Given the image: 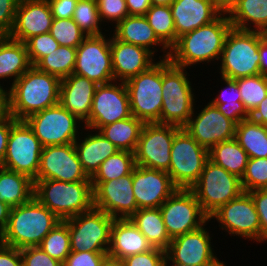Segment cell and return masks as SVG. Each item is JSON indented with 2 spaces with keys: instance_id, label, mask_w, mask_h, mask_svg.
Listing matches in <instances>:
<instances>
[{
  "instance_id": "obj_1",
  "label": "cell",
  "mask_w": 267,
  "mask_h": 266,
  "mask_svg": "<svg viewBox=\"0 0 267 266\" xmlns=\"http://www.w3.org/2000/svg\"><path fill=\"white\" fill-rule=\"evenodd\" d=\"M231 28L227 13H222L213 22L180 36L170 49V62L186 69L201 63L206 67L217 65Z\"/></svg>"
},
{
  "instance_id": "obj_2",
  "label": "cell",
  "mask_w": 267,
  "mask_h": 266,
  "mask_svg": "<svg viewBox=\"0 0 267 266\" xmlns=\"http://www.w3.org/2000/svg\"><path fill=\"white\" fill-rule=\"evenodd\" d=\"M61 79L31 66L9 88V113L25 120L59 103Z\"/></svg>"
},
{
  "instance_id": "obj_3",
  "label": "cell",
  "mask_w": 267,
  "mask_h": 266,
  "mask_svg": "<svg viewBox=\"0 0 267 266\" xmlns=\"http://www.w3.org/2000/svg\"><path fill=\"white\" fill-rule=\"evenodd\" d=\"M61 221L35 197L12 207L5 230L0 235L4 245L22 249L39 246L49 232Z\"/></svg>"
},
{
  "instance_id": "obj_4",
  "label": "cell",
  "mask_w": 267,
  "mask_h": 266,
  "mask_svg": "<svg viewBox=\"0 0 267 266\" xmlns=\"http://www.w3.org/2000/svg\"><path fill=\"white\" fill-rule=\"evenodd\" d=\"M186 70V68L173 65L169 58L162 59L160 124H171L183 128L193 114L199 97L195 95L192 79L189 78L190 74Z\"/></svg>"
},
{
  "instance_id": "obj_5",
  "label": "cell",
  "mask_w": 267,
  "mask_h": 266,
  "mask_svg": "<svg viewBox=\"0 0 267 266\" xmlns=\"http://www.w3.org/2000/svg\"><path fill=\"white\" fill-rule=\"evenodd\" d=\"M33 181L34 197L61 220L87 212L94 207L91 181L62 182L53 179Z\"/></svg>"
},
{
  "instance_id": "obj_6",
  "label": "cell",
  "mask_w": 267,
  "mask_h": 266,
  "mask_svg": "<svg viewBox=\"0 0 267 266\" xmlns=\"http://www.w3.org/2000/svg\"><path fill=\"white\" fill-rule=\"evenodd\" d=\"M263 39L264 33L262 32L232 27L226 36L217 63V74L219 72L220 76L229 79L261 74L259 44Z\"/></svg>"
},
{
  "instance_id": "obj_7",
  "label": "cell",
  "mask_w": 267,
  "mask_h": 266,
  "mask_svg": "<svg viewBox=\"0 0 267 266\" xmlns=\"http://www.w3.org/2000/svg\"><path fill=\"white\" fill-rule=\"evenodd\" d=\"M208 160L209 150L181 128L172 142L167 173L178 189H190L198 181Z\"/></svg>"
},
{
  "instance_id": "obj_8",
  "label": "cell",
  "mask_w": 267,
  "mask_h": 266,
  "mask_svg": "<svg viewBox=\"0 0 267 266\" xmlns=\"http://www.w3.org/2000/svg\"><path fill=\"white\" fill-rule=\"evenodd\" d=\"M125 83L131 114L144 123H160L162 109V59Z\"/></svg>"
},
{
  "instance_id": "obj_9",
  "label": "cell",
  "mask_w": 267,
  "mask_h": 266,
  "mask_svg": "<svg viewBox=\"0 0 267 266\" xmlns=\"http://www.w3.org/2000/svg\"><path fill=\"white\" fill-rule=\"evenodd\" d=\"M190 190L208 216L244 192L238 176L210 160L206 162L198 181Z\"/></svg>"
},
{
  "instance_id": "obj_10",
  "label": "cell",
  "mask_w": 267,
  "mask_h": 266,
  "mask_svg": "<svg viewBox=\"0 0 267 266\" xmlns=\"http://www.w3.org/2000/svg\"><path fill=\"white\" fill-rule=\"evenodd\" d=\"M24 121L42 147L74 143L84 128V123L59 103L31 114Z\"/></svg>"
},
{
  "instance_id": "obj_11",
  "label": "cell",
  "mask_w": 267,
  "mask_h": 266,
  "mask_svg": "<svg viewBox=\"0 0 267 266\" xmlns=\"http://www.w3.org/2000/svg\"><path fill=\"white\" fill-rule=\"evenodd\" d=\"M71 252H108L114 218L96 208L64 220Z\"/></svg>"
},
{
  "instance_id": "obj_12",
  "label": "cell",
  "mask_w": 267,
  "mask_h": 266,
  "mask_svg": "<svg viewBox=\"0 0 267 266\" xmlns=\"http://www.w3.org/2000/svg\"><path fill=\"white\" fill-rule=\"evenodd\" d=\"M214 221H213V220ZM216 219V220H215ZM217 221L219 230L227 235L261 243V224L251 195L243 192L239 197L220 206L209 216Z\"/></svg>"
},
{
  "instance_id": "obj_13",
  "label": "cell",
  "mask_w": 267,
  "mask_h": 266,
  "mask_svg": "<svg viewBox=\"0 0 267 266\" xmlns=\"http://www.w3.org/2000/svg\"><path fill=\"white\" fill-rule=\"evenodd\" d=\"M159 208L171 239L197 230L209 221L190 189H177Z\"/></svg>"
},
{
  "instance_id": "obj_14",
  "label": "cell",
  "mask_w": 267,
  "mask_h": 266,
  "mask_svg": "<svg viewBox=\"0 0 267 266\" xmlns=\"http://www.w3.org/2000/svg\"><path fill=\"white\" fill-rule=\"evenodd\" d=\"M42 148L28 124L24 120H17L11 126L1 167L25 174L34 180L37 177Z\"/></svg>"
},
{
  "instance_id": "obj_15",
  "label": "cell",
  "mask_w": 267,
  "mask_h": 266,
  "mask_svg": "<svg viewBox=\"0 0 267 266\" xmlns=\"http://www.w3.org/2000/svg\"><path fill=\"white\" fill-rule=\"evenodd\" d=\"M180 129L171 124L145 123L134 152L135 165L168 171L172 142Z\"/></svg>"
},
{
  "instance_id": "obj_16",
  "label": "cell",
  "mask_w": 267,
  "mask_h": 266,
  "mask_svg": "<svg viewBox=\"0 0 267 266\" xmlns=\"http://www.w3.org/2000/svg\"><path fill=\"white\" fill-rule=\"evenodd\" d=\"M210 220L197 230L174 237L166 251V259L182 266H210L219 258L214 250ZM212 241V242H211Z\"/></svg>"
},
{
  "instance_id": "obj_17",
  "label": "cell",
  "mask_w": 267,
  "mask_h": 266,
  "mask_svg": "<svg viewBox=\"0 0 267 266\" xmlns=\"http://www.w3.org/2000/svg\"><path fill=\"white\" fill-rule=\"evenodd\" d=\"M110 34L87 36L76 48L73 74L84 76L97 84L114 81ZM109 37H108V36Z\"/></svg>"
},
{
  "instance_id": "obj_18",
  "label": "cell",
  "mask_w": 267,
  "mask_h": 266,
  "mask_svg": "<svg viewBox=\"0 0 267 266\" xmlns=\"http://www.w3.org/2000/svg\"><path fill=\"white\" fill-rule=\"evenodd\" d=\"M131 116L125 83L114 80L96 87L89 119L84 127L99 130L102 126Z\"/></svg>"
},
{
  "instance_id": "obj_19",
  "label": "cell",
  "mask_w": 267,
  "mask_h": 266,
  "mask_svg": "<svg viewBox=\"0 0 267 266\" xmlns=\"http://www.w3.org/2000/svg\"><path fill=\"white\" fill-rule=\"evenodd\" d=\"M202 104L198 107L195 104L193 114L183 128L207 150L221 142L234 139L236 123L225 117L210 101Z\"/></svg>"
},
{
  "instance_id": "obj_20",
  "label": "cell",
  "mask_w": 267,
  "mask_h": 266,
  "mask_svg": "<svg viewBox=\"0 0 267 266\" xmlns=\"http://www.w3.org/2000/svg\"><path fill=\"white\" fill-rule=\"evenodd\" d=\"M91 183L94 208L114 219L130 218L138 210L132 188V172L119 179Z\"/></svg>"
},
{
  "instance_id": "obj_21",
  "label": "cell",
  "mask_w": 267,
  "mask_h": 266,
  "mask_svg": "<svg viewBox=\"0 0 267 266\" xmlns=\"http://www.w3.org/2000/svg\"><path fill=\"white\" fill-rule=\"evenodd\" d=\"M35 179L62 182L91 181L82 168L74 143L43 147Z\"/></svg>"
},
{
  "instance_id": "obj_22",
  "label": "cell",
  "mask_w": 267,
  "mask_h": 266,
  "mask_svg": "<svg viewBox=\"0 0 267 266\" xmlns=\"http://www.w3.org/2000/svg\"><path fill=\"white\" fill-rule=\"evenodd\" d=\"M132 184L138 209L159 208L178 189L167 171L138 165L132 170Z\"/></svg>"
},
{
  "instance_id": "obj_23",
  "label": "cell",
  "mask_w": 267,
  "mask_h": 266,
  "mask_svg": "<svg viewBox=\"0 0 267 266\" xmlns=\"http://www.w3.org/2000/svg\"><path fill=\"white\" fill-rule=\"evenodd\" d=\"M53 16L47 0H20L14 25L8 36L25 43L29 38L50 32Z\"/></svg>"
},
{
  "instance_id": "obj_24",
  "label": "cell",
  "mask_w": 267,
  "mask_h": 266,
  "mask_svg": "<svg viewBox=\"0 0 267 266\" xmlns=\"http://www.w3.org/2000/svg\"><path fill=\"white\" fill-rule=\"evenodd\" d=\"M114 80L126 82L146 71L159 59L144 47L120 41L112 34L110 37Z\"/></svg>"
},
{
  "instance_id": "obj_25",
  "label": "cell",
  "mask_w": 267,
  "mask_h": 266,
  "mask_svg": "<svg viewBox=\"0 0 267 266\" xmlns=\"http://www.w3.org/2000/svg\"><path fill=\"white\" fill-rule=\"evenodd\" d=\"M170 9L176 42L180 36L213 22L223 13L213 0H174Z\"/></svg>"
},
{
  "instance_id": "obj_26",
  "label": "cell",
  "mask_w": 267,
  "mask_h": 266,
  "mask_svg": "<svg viewBox=\"0 0 267 266\" xmlns=\"http://www.w3.org/2000/svg\"><path fill=\"white\" fill-rule=\"evenodd\" d=\"M98 84L84 76L71 74L61 79L59 104L85 123L89 119Z\"/></svg>"
},
{
  "instance_id": "obj_27",
  "label": "cell",
  "mask_w": 267,
  "mask_h": 266,
  "mask_svg": "<svg viewBox=\"0 0 267 266\" xmlns=\"http://www.w3.org/2000/svg\"><path fill=\"white\" fill-rule=\"evenodd\" d=\"M108 27L116 39L144 47L154 55L159 50V53L163 52L162 55L158 56L159 59L169 58L170 50L158 39L145 16L128 15L115 27Z\"/></svg>"
},
{
  "instance_id": "obj_28",
  "label": "cell",
  "mask_w": 267,
  "mask_h": 266,
  "mask_svg": "<svg viewBox=\"0 0 267 266\" xmlns=\"http://www.w3.org/2000/svg\"><path fill=\"white\" fill-rule=\"evenodd\" d=\"M74 144L82 168L89 178L95 175L108 157L119 151L98 130L87 127L83 128Z\"/></svg>"
},
{
  "instance_id": "obj_29",
  "label": "cell",
  "mask_w": 267,
  "mask_h": 266,
  "mask_svg": "<svg viewBox=\"0 0 267 266\" xmlns=\"http://www.w3.org/2000/svg\"><path fill=\"white\" fill-rule=\"evenodd\" d=\"M154 247L129 218L114 219L111 227L108 255L124 259L152 250Z\"/></svg>"
},
{
  "instance_id": "obj_30",
  "label": "cell",
  "mask_w": 267,
  "mask_h": 266,
  "mask_svg": "<svg viewBox=\"0 0 267 266\" xmlns=\"http://www.w3.org/2000/svg\"><path fill=\"white\" fill-rule=\"evenodd\" d=\"M31 66L26 44L0 35V86L9 89Z\"/></svg>"
},
{
  "instance_id": "obj_31",
  "label": "cell",
  "mask_w": 267,
  "mask_h": 266,
  "mask_svg": "<svg viewBox=\"0 0 267 266\" xmlns=\"http://www.w3.org/2000/svg\"><path fill=\"white\" fill-rule=\"evenodd\" d=\"M233 28L245 31H267V0H237L227 12Z\"/></svg>"
},
{
  "instance_id": "obj_32",
  "label": "cell",
  "mask_w": 267,
  "mask_h": 266,
  "mask_svg": "<svg viewBox=\"0 0 267 266\" xmlns=\"http://www.w3.org/2000/svg\"><path fill=\"white\" fill-rule=\"evenodd\" d=\"M34 197V181L27 175L0 166V199L11 208Z\"/></svg>"
},
{
  "instance_id": "obj_33",
  "label": "cell",
  "mask_w": 267,
  "mask_h": 266,
  "mask_svg": "<svg viewBox=\"0 0 267 266\" xmlns=\"http://www.w3.org/2000/svg\"><path fill=\"white\" fill-rule=\"evenodd\" d=\"M129 219L153 247L168 248L172 239L166 231L160 208L138 209Z\"/></svg>"
},
{
  "instance_id": "obj_34",
  "label": "cell",
  "mask_w": 267,
  "mask_h": 266,
  "mask_svg": "<svg viewBox=\"0 0 267 266\" xmlns=\"http://www.w3.org/2000/svg\"><path fill=\"white\" fill-rule=\"evenodd\" d=\"M220 78L221 90H218L216 96L210 98V102L227 118L239 124L242 120L250 118V113L244 106L241 94L235 79H229L222 76ZM225 86V87H224Z\"/></svg>"
},
{
  "instance_id": "obj_35",
  "label": "cell",
  "mask_w": 267,
  "mask_h": 266,
  "mask_svg": "<svg viewBox=\"0 0 267 266\" xmlns=\"http://www.w3.org/2000/svg\"><path fill=\"white\" fill-rule=\"evenodd\" d=\"M144 124L142 120L132 115L129 118L102 126L98 131L119 150L134 153Z\"/></svg>"
},
{
  "instance_id": "obj_36",
  "label": "cell",
  "mask_w": 267,
  "mask_h": 266,
  "mask_svg": "<svg viewBox=\"0 0 267 266\" xmlns=\"http://www.w3.org/2000/svg\"><path fill=\"white\" fill-rule=\"evenodd\" d=\"M234 139L249 158H267V126L244 119L236 124Z\"/></svg>"
},
{
  "instance_id": "obj_37",
  "label": "cell",
  "mask_w": 267,
  "mask_h": 266,
  "mask_svg": "<svg viewBox=\"0 0 267 266\" xmlns=\"http://www.w3.org/2000/svg\"><path fill=\"white\" fill-rule=\"evenodd\" d=\"M246 151L235 139L221 142L209 150V160L231 174L242 178L248 162Z\"/></svg>"
},
{
  "instance_id": "obj_38",
  "label": "cell",
  "mask_w": 267,
  "mask_h": 266,
  "mask_svg": "<svg viewBox=\"0 0 267 266\" xmlns=\"http://www.w3.org/2000/svg\"><path fill=\"white\" fill-rule=\"evenodd\" d=\"M76 61V48L59 46L57 50L44 56L35 66L45 72L63 79L73 74Z\"/></svg>"
},
{
  "instance_id": "obj_39",
  "label": "cell",
  "mask_w": 267,
  "mask_h": 266,
  "mask_svg": "<svg viewBox=\"0 0 267 266\" xmlns=\"http://www.w3.org/2000/svg\"><path fill=\"white\" fill-rule=\"evenodd\" d=\"M144 16L158 39L170 50L176 44V31L170 6L152 5Z\"/></svg>"
},
{
  "instance_id": "obj_40",
  "label": "cell",
  "mask_w": 267,
  "mask_h": 266,
  "mask_svg": "<svg viewBox=\"0 0 267 266\" xmlns=\"http://www.w3.org/2000/svg\"><path fill=\"white\" fill-rule=\"evenodd\" d=\"M134 153L126 150H119L108 157L99 170L91 178V182H104L112 179H119L132 172L135 167Z\"/></svg>"
},
{
  "instance_id": "obj_41",
  "label": "cell",
  "mask_w": 267,
  "mask_h": 266,
  "mask_svg": "<svg viewBox=\"0 0 267 266\" xmlns=\"http://www.w3.org/2000/svg\"><path fill=\"white\" fill-rule=\"evenodd\" d=\"M38 247L53 259L63 263L71 253L67 223L61 220Z\"/></svg>"
},
{
  "instance_id": "obj_42",
  "label": "cell",
  "mask_w": 267,
  "mask_h": 266,
  "mask_svg": "<svg viewBox=\"0 0 267 266\" xmlns=\"http://www.w3.org/2000/svg\"><path fill=\"white\" fill-rule=\"evenodd\" d=\"M72 19L87 36H99L105 34L103 30H110L103 28L96 0H78Z\"/></svg>"
},
{
  "instance_id": "obj_43",
  "label": "cell",
  "mask_w": 267,
  "mask_h": 266,
  "mask_svg": "<svg viewBox=\"0 0 267 266\" xmlns=\"http://www.w3.org/2000/svg\"><path fill=\"white\" fill-rule=\"evenodd\" d=\"M242 102L251 113L267 95V76L258 74L235 79Z\"/></svg>"
},
{
  "instance_id": "obj_44",
  "label": "cell",
  "mask_w": 267,
  "mask_h": 266,
  "mask_svg": "<svg viewBox=\"0 0 267 266\" xmlns=\"http://www.w3.org/2000/svg\"><path fill=\"white\" fill-rule=\"evenodd\" d=\"M50 34L59 46L77 48L87 35L80 29L73 19L53 18Z\"/></svg>"
},
{
  "instance_id": "obj_45",
  "label": "cell",
  "mask_w": 267,
  "mask_h": 266,
  "mask_svg": "<svg viewBox=\"0 0 267 266\" xmlns=\"http://www.w3.org/2000/svg\"><path fill=\"white\" fill-rule=\"evenodd\" d=\"M241 184L244 192L267 189V158H249Z\"/></svg>"
},
{
  "instance_id": "obj_46",
  "label": "cell",
  "mask_w": 267,
  "mask_h": 266,
  "mask_svg": "<svg viewBox=\"0 0 267 266\" xmlns=\"http://www.w3.org/2000/svg\"><path fill=\"white\" fill-rule=\"evenodd\" d=\"M28 58L31 65L35 66L44 56L55 51L59 43L52 37L50 32L35 35L26 42Z\"/></svg>"
},
{
  "instance_id": "obj_47",
  "label": "cell",
  "mask_w": 267,
  "mask_h": 266,
  "mask_svg": "<svg viewBox=\"0 0 267 266\" xmlns=\"http://www.w3.org/2000/svg\"><path fill=\"white\" fill-rule=\"evenodd\" d=\"M96 3L100 20L104 26H108L110 22L113 28L129 15L126 0H96Z\"/></svg>"
},
{
  "instance_id": "obj_48",
  "label": "cell",
  "mask_w": 267,
  "mask_h": 266,
  "mask_svg": "<svg viewBox=\"0 0 267 266\" xmlns=\"http://www.w3.org/2000/svg\"><path fill=\"white\" fill-rule=\"evenodd\" d=\"M165 259L166 251L154 247L152 250L127 256L122 260L124 266H163Z\"/></svg>"
},
{
  "instance_id": "obj_49",
  "label": "cell",
  "mask_w": 267,
  "mask_h": 266,
  "mask_svg": "<svg viewBox=\"0 0 267 266\" xmlns=\"http://www.w3.org/2000/svg\"><path fill=\"white\" fill-rule=\"evenodd\" d=\"M22 266H62V263L53 259L38 246L20 249Z\"/></svg>"
},
{
  "instance_id": "obj_50",
  "label": "cell",
  "mask_w": 267,
  "mask_h": 266,
  "mask_svg": "<svg viewBox=\"0 0 267 266\" xmlns=\"http://www.w3.org/2000/svg\"><path fill=\"white\" fill-rule=\"evenodd\" d=\"M108 252H71L62 266H100Z\"/></svg>"
},
{
  "instance_id": "obj_51",
  "label": "cell",
  "mask_w": 267,
  "mask_h": 266,
  "mask_svg": "<svg viewBox=\"0 0 267 266\" xmlns=\"http://www.w3.org/2000/svg\"><path fill=\"white\" fill-rule=\"evenodd\" d=\"M255 204L261 224V244L267 242V189L248 192Z\"/></svg>"
},
{
  "instance_id": "obj_52",
  "label": "cell",
  "mask_w": 267,
  "mask_h": 266,
  "mask_svg": "<svg viewBox=\"0 0 267 266\" xmlns=\"http://www.w3.org/2000/svg\"><path fill=\"white\" fill-rule=\"evenodd\" d=\"M20 0H0V35H8L14 25Z\"/></svg>"
},
{
  "instance_id": "obj_53",
  "label": "cell",
  "mask_w": 267,
  "mask_h": 266,
  "mask_svg": "<svg viewBox=\"0 0 267 266\" xmlns=\"http://www.w3.org/2000/svg\"><path fill=\"white\" fill-rule=\"evenodd\" d=\"M53 18L72 19L78 0H47Z\"/></svg>"
},
{
  "instance_id": "obj_54",
  "label": "cell",
  "mask_w": 267,
  "mask_h": 266,
  "mask_svg": "<svg viewBox=\"0 0 267 266\" xmlns=\"http://www.w3.org/2000/svg\"><path fill=\"white\" fill-rule=\"evenodd\" d=\"M0 266H22L20 249L0 242Z\"/></svg>"
},
{
  "instance_id": "obj_55",
  "label": "cell",
  "mask_w": 267,
  "mask_h": 266,
  "mask_svg": "<svg viewBox=\"0 0 267 266\" xmlns=\"http://www.w3.org/2000/svg\"><path fill=\"white\" fill-rule=\"evenodd\" d=\"M16 121L17 120L10 113L4 119L0 120V166L6 154L11 126Z\"/></svg>"
},
{
  "instance_id": "obj_56",
  "label": "cell",
  "mask_w": 267,
  "mask_h": 266,
  "mask_svg": "<svg viewBox=\"0 0 267 266\" xmlns=\"http://www.w3.org/2000/svg\"><path fill=\"white\" fill-rule=\"evenodd\" d=\"M129 15L144 16L150 9V0H126Z\"/></svg>"
},
{
  "instance_id": "obj_57",
  "label": "cell",
  "mask_w": 267,
  "mask_h": 266,
  "mask_svg": "<svg viewBox=\"0 0 267 266\" xmlns=\"http://www.w3.org/2000/svg\"><path fill=\"white\" fill-rule=\"evenodd\" d=\"M250 118L261 125L267 126V95L250 113Z\"/></svg>"
},
{
  "instance_id": "obj_58",
  "label": "cell",
  "mask_w": 267,
  "mask_h": 266,
  "mask_svg": "<svg viewBox=\"0 0 267 266\" xmlns=\"http://www.w3.org/2000/svg\"><path fill=\"white\" fill-rule=\"evenodd\" d=\"M9 114V89L0 86V120Z\"/></svg>"
},
{
  "instance_id": "obj_59",
  "label": "cell",
  "mask_w": 267,
  "mask_h": 266,
  "mask_svg": "<svg viewBox=\"0 0 267 266\" xmlns=\"http://www.w3.org/2000/svg\"><path fill=\"white\" fill-rule=\"evenodd\" d=\"M259 54H260V73L267 76V37L264 33V39L259 44Z\"/></svg>"
},
{
  "instance_id": "obj_60",
  "label": "cell",
  "mask_w": 267,
  "mask_h": 266,
  "mask_svg": "<svg viewBox=\"0 0 267 266\" xmlns=\"http://www.w3.org/2000/svg\"><path fill=\"white\" fill-rule=\"evenodd\" d=\"M10 211L11 207L0 199V235L7 226Z\"/></svg>"
},
{
  "instance_id": "obj_61",
  "label": "cell",
  "mask_w": 267,
  "mask_h": 266,
  "mask_svg": "<svg viewBox=\"0 0 267 266\" xmlns=\"http://www.w3.org/2000/svg\"><path fill=\"white\" fill-rule=\"evenodd\" d=\"M213 2L223 13H227L237 0H213Z\"/></svg>"
},
{
  "instance_id": "obj_62",
  "label": "cell",
  "mask_w": 267,
  "mask_h": 266,
  "mask_svg": "<svg viewBox=\"0 0 267 266\" xmlns=\"http://www.w3.org/2000/svg\"><path fill=\"white\" fill-rule=\"evenodd\" d=\"M100 266H124V263L123 260L111 257L107 254L101 261Z\"/></svg>"
},
{
  "instance_id": "obj_63",
  "label": "cell",
  "mask_w": 267,
  "mask_h": 266,
  "mask_svg": "<svg viewBox=\"0 0 267 266\" xmlns=\"http://www.w3.org/2000/svg\"><path fill=\"white\" fill-rule=\"evenodd\" d=\"M174 0H150L151 5L170 6Z\"/></svg>"
},
{
  "instance_id": "obj_64",
  "label": "cell",
  "mask_w": 267,
  "mask_h": 266,
  "mask_svg": "<svg viewBox=\"0 0 267 266\" xmlns=\"http://www.w3.org/2000/svg\"><path fill=\"white\" fill-rule=\"evenodd\" d=\"M210 266H227V264L224 261L218 259L215 263H213Z\"/></svg>"
},
{
  "instance_id": "obj_65",
  "label": "cell",
  "mask_w": 267,
  "mask_h": 266,
  "mask_svg": "<svg viewBox=\"0 0 267 266\" xmlns=\"http://www.w3.org/2000/svg\"><path fill=\"white\" fill-rule=\"evenodd\" d=\"M163 266H182V265L171 263L167 259H165Z\"/></svg>"
}]
</instances>
